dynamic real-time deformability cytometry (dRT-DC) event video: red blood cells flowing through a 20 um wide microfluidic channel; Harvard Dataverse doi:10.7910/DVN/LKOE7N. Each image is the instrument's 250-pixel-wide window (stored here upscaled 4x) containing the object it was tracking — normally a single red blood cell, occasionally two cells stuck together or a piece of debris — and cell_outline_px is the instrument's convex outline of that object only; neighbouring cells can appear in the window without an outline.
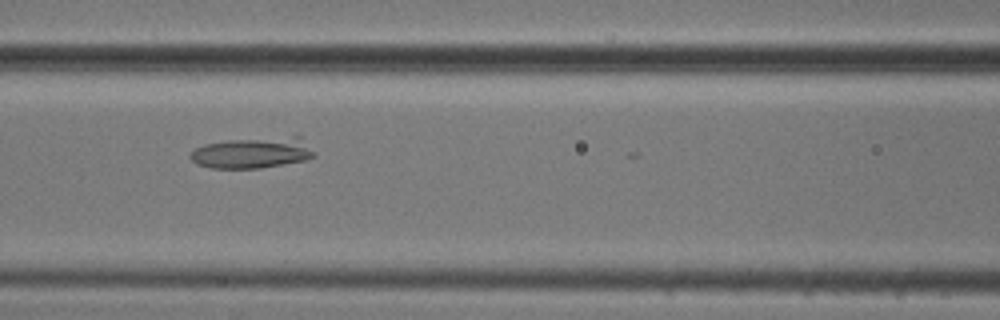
{"species": "common noctule bat (a hibernating species)", "species_latin": "Nyctalus noctula", "temperature_condition": "cold", "stored_images_in_passage": 28, "camera_frame_rate_fps": 3000, "um_per_image_px": 0.085, "animal": {"sex": "male", "body_mass_g": 20.5, "forearm_length_mm": 52.5}, "frame": {"image": 1, "passage_image": 23, "time_ms": 7.333, "image_size_px": [1000, 320], "cell_outline_px": [[316, 156], [304, 160], [260, 168], [212, 168], [196, 164], [188, 156], [196, 148], [204, 144], [228, 140], [296, 132], [316, 152]], "centroid_in_image_um": [21.56, 12.92], "position_along_channel_um": 145.0, "area_um2": 23.35}}
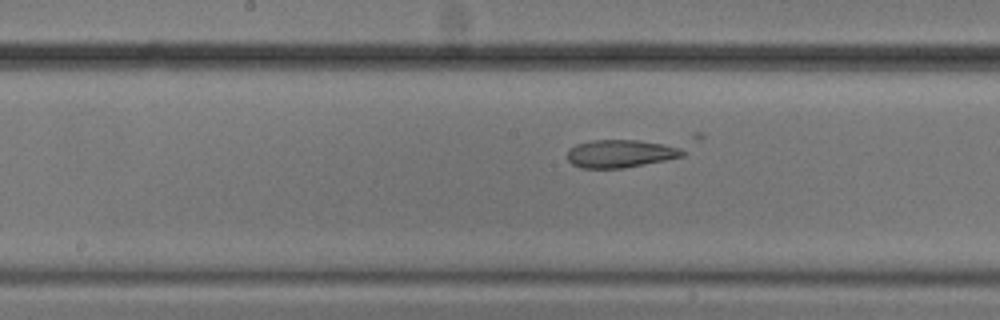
{"frame": {"image": 2, "passage_image": 27, "time_ms": 8.667, "image_size_px": [1000, 320], "cell_outline_px": [[684, 156], [624, 168], [580, 168], [572, 164], [568, 160], [568, 148], [576, 144], [592, 140], [640, 140], [684, 144]], "centroid_in_image_um": [52.85, 13.03], "position_along_channel_um": 195.3, "area_um2": 19.36}}